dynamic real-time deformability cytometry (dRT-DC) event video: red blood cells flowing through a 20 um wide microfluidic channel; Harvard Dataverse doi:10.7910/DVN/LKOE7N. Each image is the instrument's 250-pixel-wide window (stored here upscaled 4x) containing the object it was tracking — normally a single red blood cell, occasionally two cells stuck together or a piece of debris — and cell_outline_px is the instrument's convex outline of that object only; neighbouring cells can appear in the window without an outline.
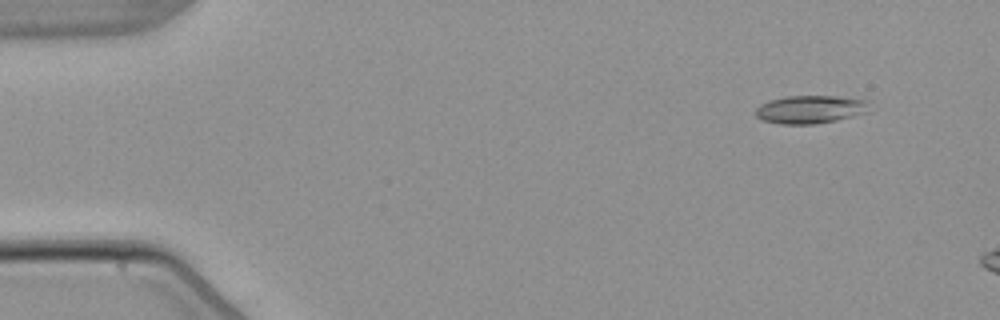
{"species": "common noctule bat (a hibernating species)", "species_latin": "Nyctalus noctula", "temperature_condition": "warm", "stored_images_in_passage": 3, "camera_frame_rate_fps": 3000, "um_per_image_px": 0.085, "animal": {"sex": "male", "body_mass_g": 21.5, "forearm_length_mm": 52.0}, "frame": {"image": 1, "passage_image": 1, "time_ms": 0.0, "image_size_px": [1000, 320], "cell_outline_px": [[872, 100], [868, 112], [836, 120], [816, 124], [780, 124], [764, 120], [756, 116], [756, 108], [760, 104], [768, 100], [788, 96], [836, 96]], "centroid_in_image_um": [68.93, 9.29], "position_along_channel_um": 16.1, "area_um2": 18.79}}